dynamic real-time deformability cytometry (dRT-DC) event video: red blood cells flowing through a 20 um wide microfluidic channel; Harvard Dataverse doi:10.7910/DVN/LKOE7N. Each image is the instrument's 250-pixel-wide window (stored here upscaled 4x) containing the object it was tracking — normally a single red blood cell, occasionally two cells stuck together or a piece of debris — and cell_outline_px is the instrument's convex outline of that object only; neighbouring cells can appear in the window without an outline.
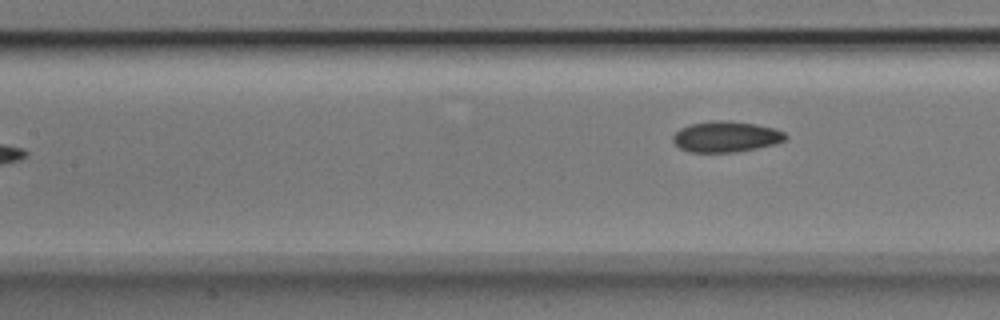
{"species": "Egyptian fruit bat (a non-hibernating species)", "species_latin": "Rousettus aegyptiacus", "temperature_condition": "room temperature", "stored_images_in_passage": 8, "camera_frame_rate_fps": 3000, "um_per_image_px": 0.085, "animal": {"sex": "male"}, "frame": {"image": 1, "passage_image": 8, "time_ms": 2.333, "image_size_px": [1000, 320], "cell_outline_px": [[788, 136], [784, 140], [776, 144], [736, 152], [688, 152], [680, 148], [672, 140], [672, 136], [680, 128], [692, 124], [712, 120], [728, 120], [756, 124], [772, 128], [784, 132]], "centroid_in_image_um": [61.7, 11.62], "position_along_channel_um": 145.7, "area_um2": 20.23}}